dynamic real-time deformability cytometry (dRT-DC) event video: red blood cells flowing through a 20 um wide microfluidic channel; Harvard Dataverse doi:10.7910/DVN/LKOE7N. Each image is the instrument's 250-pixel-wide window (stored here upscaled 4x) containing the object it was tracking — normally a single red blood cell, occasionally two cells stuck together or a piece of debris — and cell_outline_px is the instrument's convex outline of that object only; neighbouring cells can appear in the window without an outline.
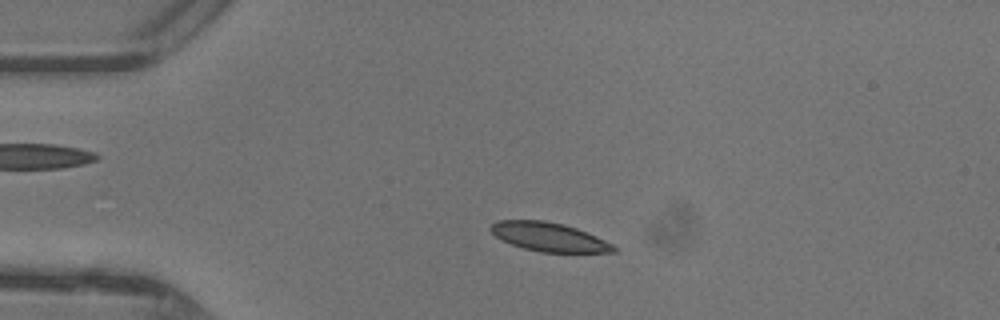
{"species": "common noctule bat (a hibernating species)", "species_latin": "Nyctalus noctula", "temperature_condition": "warm", "stored_images_in_passage": 42, "camera_frame_rate_fps": 3000, "um_per_image_px": 0.085, "animal": {"sex": "female"}, "frame": {"image": 1, "passage_image": 8, "time_ms": 2.333, "image_size_px": [1000, 320], "cell_outline_px": [[616, 252], [540, 252], [524, 248], [500, 240], [488, 228], [496, 220], [544, 220], [564, 224], [576, 228], [596, 236], [612, 244], [616, 248]], "centroid_in_image_um": [46.63, 20.13], "position_along_channel_um": 38.4, "area_um2": 20.58}}
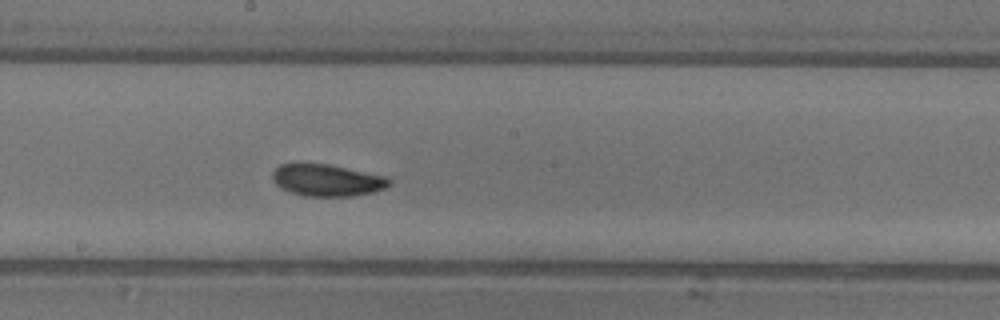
{"frame": {"image": 2, "passage_image": 23, "time_ms": 7.333, "image_size_px": [1000, 320], "cell_outline_px": [[392, 180], [384, 188], [372, 192], [352, 196], [304, 196], [280, 188], [272, 180], [272, 172], [280, 164], [328, 164], [388, 176]], "centroid_in_image_um": [27.8, 15.32], "position_along_channel_um": 220.4, "area_um2": 21.62}}
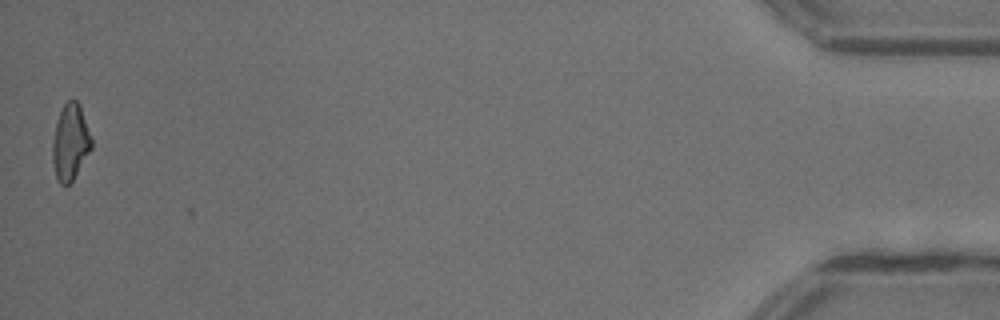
{"frame": {"image": 3, "passage_image": 42, "time_ms": 13.667, "image_size_px": [1000, 320], "cell_outline_px": [[92, 148], [72, 180], [68, 184], [60, 184], [56, 176], [52, 160], [52, 144], [56, 124], [60, 112], [64, 104], [68, 100], [76, 100], [80, 104], [92, 140]], "centroid_in_image_um": [5.98, 12.07], "position_along_channel_um": 429.2, "area_um2": 16.99}, "authors_computed_cell_mechanics": {"area_um2": 20.9525, "velocity_mm_per_s": 4.3779, "shape_relaxation_time_tau1_ms": 4.2666, "shape_relaxation_time_tau2_ms": 8.7525, "deformation_change_tau1": 0.1282, "deformation_change_tau2": 0.1355}}